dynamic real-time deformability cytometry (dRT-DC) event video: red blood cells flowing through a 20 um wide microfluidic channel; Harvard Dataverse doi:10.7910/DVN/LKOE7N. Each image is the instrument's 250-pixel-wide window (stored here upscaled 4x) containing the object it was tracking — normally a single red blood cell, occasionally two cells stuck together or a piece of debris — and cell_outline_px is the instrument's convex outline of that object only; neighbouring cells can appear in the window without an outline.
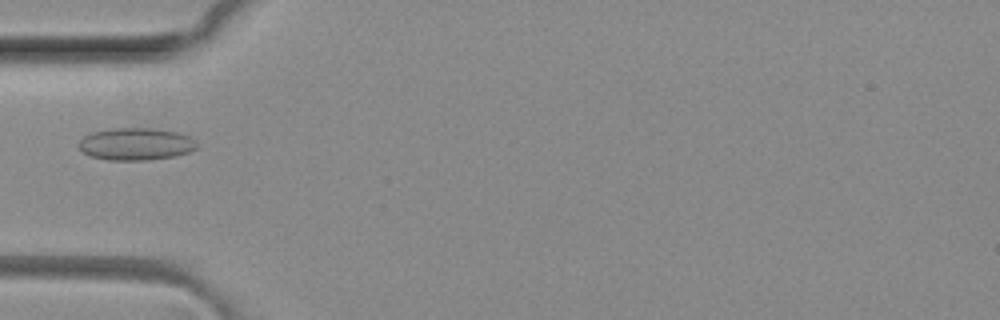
{"species": "common noctule bat (a hibernating species)", "species_latin": "Nyctalus noctula", "temperature_condition": "room temperature", "stored_images_in_passage": 4, "camera_frame_rate_fps": 3000, "um_per_image_px": 0.085, "animal": {"sex": "female", "body_mass_g": 29.2, "forearm_length_mm": 56.3}, "frame": {"image": 1, "passage_image": 4, "time_ms": 1.0, "image_size_px": [1000, 320], "cell_outline_px": [[196, 148], [188, 152], [176, 156], [148, 160], [108, 160], [88, 156], [80, 148], [80, 140], [84, 136], [92, 132], [112, 128], [148, 128], [176, 132], [188, 136], [196, 144]], "centroid_in_image_um": [11.51, 12.25], "position_along_channel_um": 73.5, "area_um2": 22.02}}